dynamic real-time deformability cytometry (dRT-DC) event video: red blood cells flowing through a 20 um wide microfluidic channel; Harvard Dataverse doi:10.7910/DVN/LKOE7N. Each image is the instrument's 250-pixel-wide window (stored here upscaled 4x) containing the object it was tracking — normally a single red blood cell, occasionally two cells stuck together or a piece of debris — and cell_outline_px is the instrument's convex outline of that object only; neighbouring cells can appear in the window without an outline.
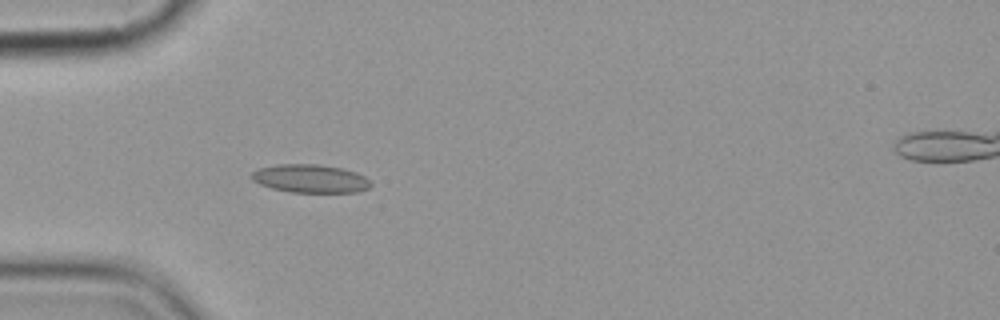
{"species": "common noctule bat (a hibernating species)", "species_latin": "Nyctalus noctula", "temperature_condition": "cold", "stored_images_in_passage": 4, "camera_frame_rate_fps": 3000, "um_per_image_px": 0.085, "animal": {"sex": "female", "body_mass_g": 19.9}, "frame": {"image": 1, "passage_image": 4, "time_ms": 3.333, "image_size_px": [1000, 320], "cell_outline_px": [[372, 184], [368, 188], [356, 192], [292, 192], [272, 188], [260, 184], [252, 180], [252, 172], [260, 168], [276, 164], [320, 164], [340, 168], [356, 172], [364, 176]], "centroid_in_image_um": [26.37, 15.17], "position_along_channel_um": 58.6, "area_um2": 19.48}}